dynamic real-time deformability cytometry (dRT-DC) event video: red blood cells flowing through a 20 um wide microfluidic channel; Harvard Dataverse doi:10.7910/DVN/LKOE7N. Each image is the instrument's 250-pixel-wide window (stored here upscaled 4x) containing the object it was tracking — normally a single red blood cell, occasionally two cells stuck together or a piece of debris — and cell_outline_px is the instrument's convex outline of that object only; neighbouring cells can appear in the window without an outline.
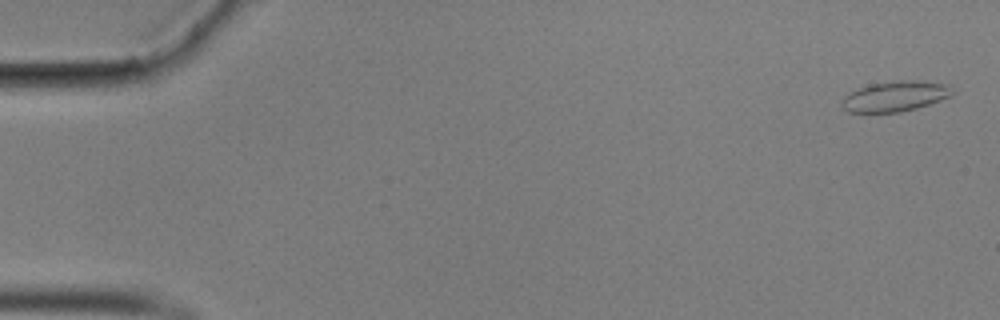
{"species": "common noctule bat (a hibernating species)", "species_latin": "Nyctalus noctula", "temperature_condition": "cold", "stored_images_in_passage": 57, "camera_frame_rate_fps": 3000, "um_per_image_px": 0.085, "animal": {"sex": "male", "body_mass_g": 17.9}, "frame": {"image": 1, "passage_image": 2, "time_ms": 0.333, "image_size_px": [1000, 320], "cell_outline_px": [[956, 92], [952, 96], [916, 108], [900, 112], [848, 112], [840, 104], [840, 100], [848, 92], [872, 84], [900, 80], [924, 80], [948, 84]], "centroid_in_image_um": [76.12, 8.17], "position_along_channel_um": 8.9, "area_um2": 19.71}}
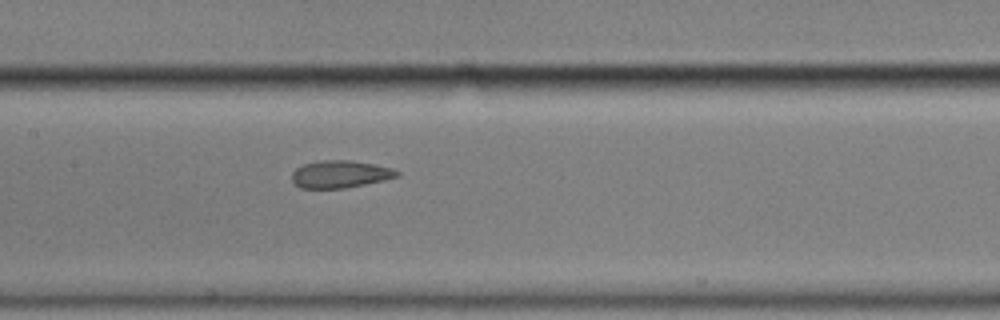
{"frame": {"image": 2, "passage_image": 28, "time_ms": 9.0, "image_size_px": [1000, 320], "cell_outline_px": [[400, 176], [384, 180], [344, 188], [300, 188], [292, 180], [292, 172], [296, 168], [304, 164], [324, 160], [352, 160], [376, 164], [392, 168], [400, 172]], "centroid_in_image_um": [28.94, 14.8], "position_along_channel_um": 178.5, "area_um2": 16.76}}
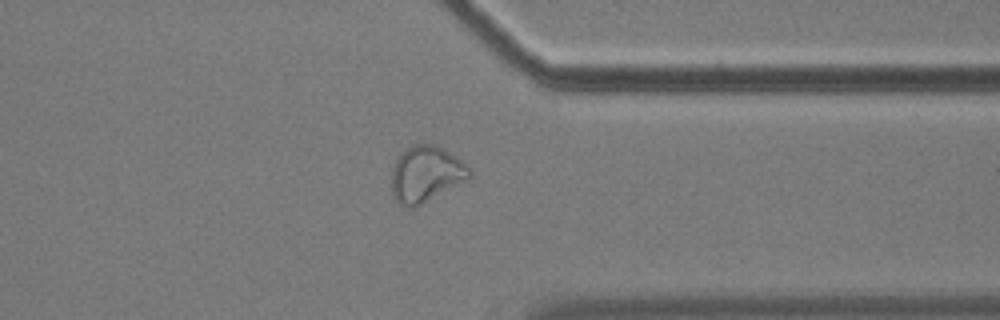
{"frame": {"image": 3, "passage_image": 45, "time_ms": 14.667, "image_size_px": [1000, 320], "cell_outline_px": [[472, 176], [416, 208], [408, 208], [400, 204], [392, 196], [392, 168], [400, 152], [412, 144], [432, 144], [444, 148], [460, 160], [472, 172]], "centroid_in_image_um": [36.16, 14.8], "position_along_channel_um": 375.2, "area_um2": 25.43}, "authors_computed_cell_mechanics": {"area_um2": 18.9584, "velocity_mm_per_s": 3.5228, "shape_relaxation_time_tau1_ms": null, "shape_relaxation_time_tau2_ms": 1.028, "deformation_change_tau1": null, "deformation_change_tau2": 0.0679}}